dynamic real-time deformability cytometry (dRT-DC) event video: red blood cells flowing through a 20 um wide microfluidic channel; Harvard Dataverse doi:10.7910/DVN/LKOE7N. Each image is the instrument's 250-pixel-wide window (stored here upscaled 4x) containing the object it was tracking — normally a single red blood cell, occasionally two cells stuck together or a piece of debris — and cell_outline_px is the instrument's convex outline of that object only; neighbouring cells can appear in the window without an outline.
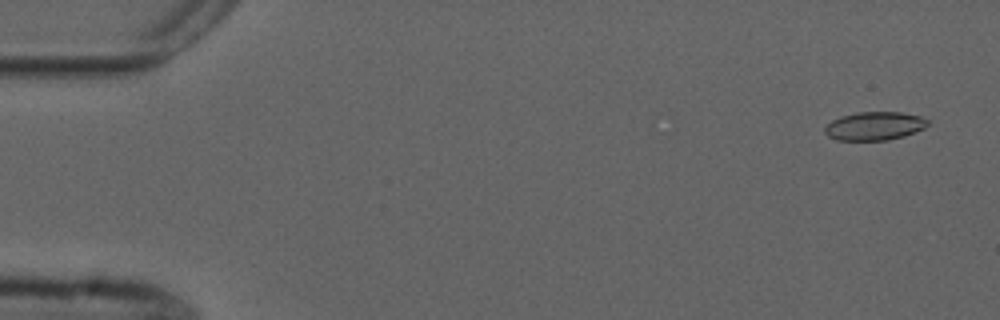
{"species": "common noctule bat (a hibernating species)", "species_latin": "Nyctalus noctula", "temperature_condition": "cold", "stored_images_in_passage": 55, "camera_frame_rate_fps": 3000, "um_per_image_px": 0.085, "animal": {"sex": "male", "forearm_length_mm": 52.5}, "frame": {"image": 1, "passage_image": 3, "time_ms": 0.667, "image_size_px": [1000, 320], "cell_outline_px": [[928, 124], [924, 128], [904, 136], [888, 140], [836, 140], [828, 136], [824, 132], [824, 128], [832, 120], [840, 116], [856, 112], [900, 112], [920, 116], [928, 120]], "centroid_in_image_um": [74.31, 10.71], "position_along_channel_um": 10.7, "area_um2": 17.05}}
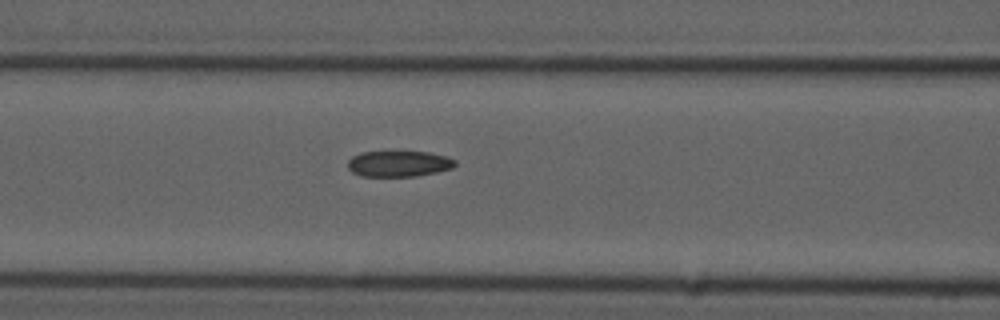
{"frame": {"image": 2, "passage_image": 23, "time_ms": 7.333, "image_size_px": [1000, 320], "cell_outline_px": [[456, 164], [452, 168], [436, 172], [416, 176], [360, 176], [352, 172], [348, 168], [348, 160], [352, 156], [360, 152], [428, 152], [448, 156], [456, 160]], "centroid_in_image_um": [33.9, 13.91], "position_along_channel_um": 132.7, "area_um2": 16.24}}
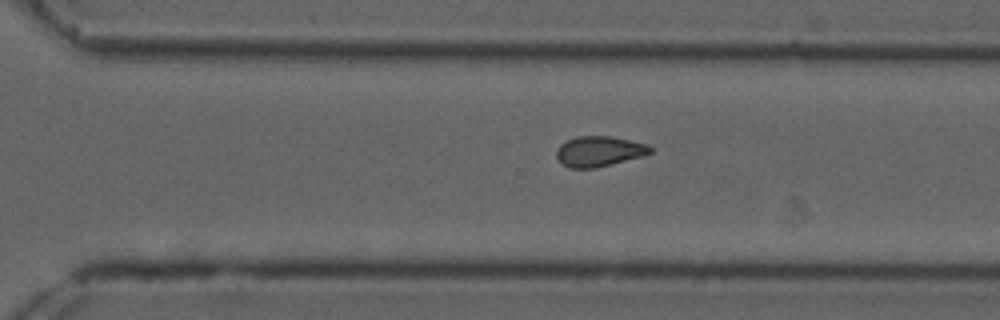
{"frame": {"image": 3, "passage_image": 38, "time_ms": 12.333, "image_size_px": [1000, 320], "cell_outline_px": [[652, 152], [644, 156], [596, 168], [568, 168], [560, 164], [556, 156], [556, 152], [560, 144], [576, 136], [612, 136], [644, 144], [652, 148]], "centroid_in_image_um": [50.89, 12.88], "position_along_channel_um": 319.7, "area_um2": 16.65}, "authors_computed_cell_mechanics": {"area_um2": 17.051, "velocity_mm_per_s": 3.7515, "shape_relaxation_time_tau1_ms": null, "shape_relaxation_time_tau2_ms": 3.6007, "deformation_change_tau1": null, "deformation_change_tau2": 0.0828}}